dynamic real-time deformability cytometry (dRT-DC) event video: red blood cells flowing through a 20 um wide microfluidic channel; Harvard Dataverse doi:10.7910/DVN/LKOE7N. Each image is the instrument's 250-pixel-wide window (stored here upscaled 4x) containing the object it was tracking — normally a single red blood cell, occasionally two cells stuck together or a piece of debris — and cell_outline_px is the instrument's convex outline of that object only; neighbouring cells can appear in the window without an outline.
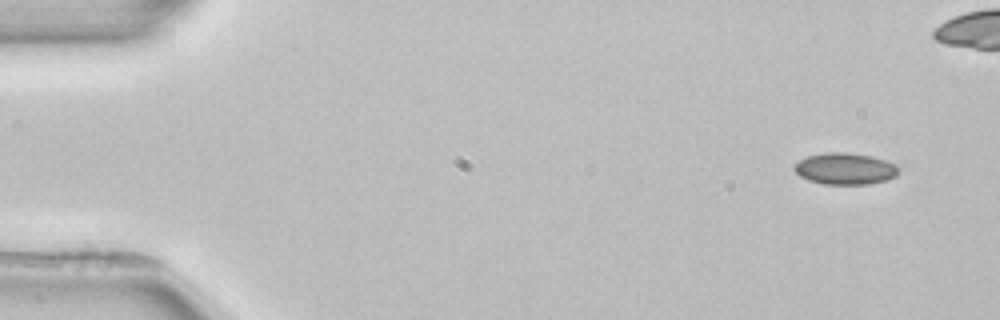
{"species": "common noctule bat (a hibernating species)", "species_latin": "Nyctalus noctula", "temperature_condition": "room temperature", "stored_images_in_passage": 3, "segment_of_instrument_passage": [2, 2], "camera_frame_rate_fps": 3000, "um_per_image_px": 0.085, "animal": {"sex": "female", "body_mass_g": 22.7, "forearm_length_mm": 54.2}, "frame": {"image": 1, "passage_image": 3, "time_ms": 4.0, "image_size_px": [1000, 320], "cell_outline_px": [[896, 176], [888, 180], [868, 184], [824, 184], [808, 180], [800, 176], [792, 168], [800, 160], [808, 156], [824, 152], [848, 152], [872, 156], [896, 164]], "centroid_in_image_um": [71.81, 14.34], "position_along_channel_um": 13.2, "area_um2": 19.13}}